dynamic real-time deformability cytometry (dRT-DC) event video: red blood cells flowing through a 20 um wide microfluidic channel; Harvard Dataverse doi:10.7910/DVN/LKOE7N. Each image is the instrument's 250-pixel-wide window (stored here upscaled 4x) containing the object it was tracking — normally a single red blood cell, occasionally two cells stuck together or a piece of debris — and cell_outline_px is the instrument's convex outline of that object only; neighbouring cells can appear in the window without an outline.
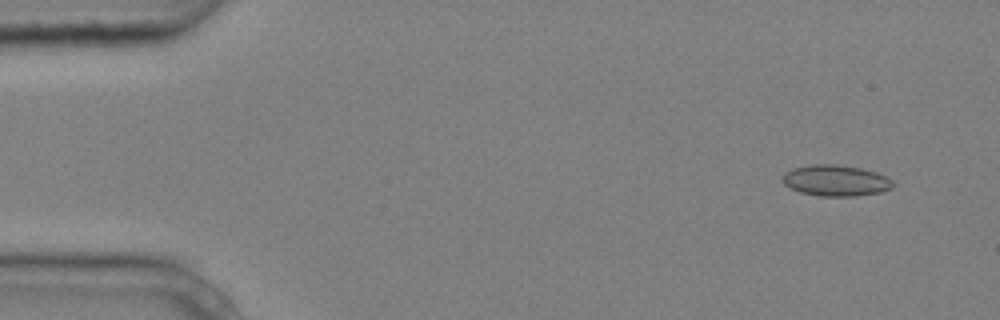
{"species": "common noctule bat (a hibernating species)", "species_latin": "Nyctalus noctula", "temperature_condition": "cold", "stored_images_in_passage": 4, "camera_frame_rate_fps": 3000, "um_per_image_px": 0.085, "animal": {"sex": "male", "body_mass_g": 20.4}, "frame": {"image": 1, "passage_image": 1, "time_ms": 0.0, "image_size_px": [1000, 320], "cell_outline_px": [[896, 184], [892, 188], [880, 192], [856, 196], [820, 196], [800, 192], [784, 184], [780, 180], [780, 176], [784, 172], [792, 168], [808, 164], [836, 164], [860, 168], [876, 172], [892, 180]], "centroid_in_image_um": [71.0, 15.34], "position_along_channel_um": 14.0, "area_um2": 20.23}}